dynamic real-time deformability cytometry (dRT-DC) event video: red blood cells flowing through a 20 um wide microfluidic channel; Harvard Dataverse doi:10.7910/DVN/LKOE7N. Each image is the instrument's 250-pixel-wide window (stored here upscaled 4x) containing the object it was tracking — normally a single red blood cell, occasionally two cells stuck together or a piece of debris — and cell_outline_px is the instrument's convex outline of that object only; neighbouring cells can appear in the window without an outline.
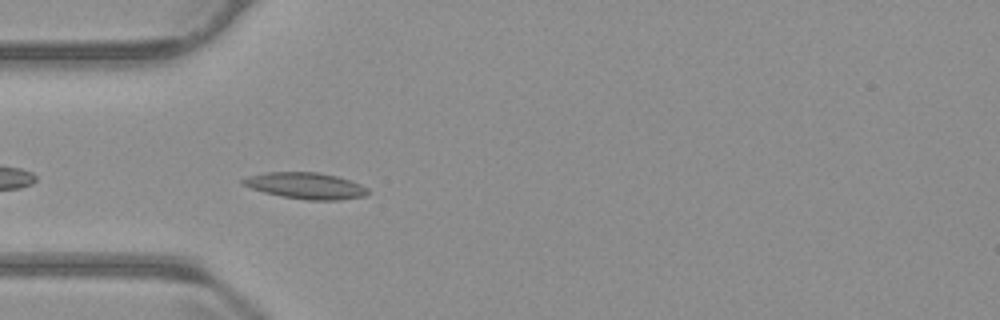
{"species": "common noctule bat (a hibernating species)", "species_latin": "Nyctalus noctula", "temperature_condition": "warm", "stored_images_in_passage": 41, "camera_frame_rate_fps": 3000, "um_per_image_px": 0.085, "animal": {"sex": "male", "body_mass_g": 23.1, "forearm_length_mm": 52.7}, "frame": {"image": 1, "passage_image": 4, "time_ms": 1.0, "image_size_px": [1000, 320], "cell_outline_px": [[368, 192], [364, 196], [340, 200], [308, 200], [280, 196], [264, 192], [240, 184], [240, 180], [248, 176], [264, 172], [316, 172], [336, 176], [360, 184], [368, 188]], "centroid_in_image_um": [25.95, 15.78], "position_along_channel_um": 59.1, "area_um2": 19.13}}
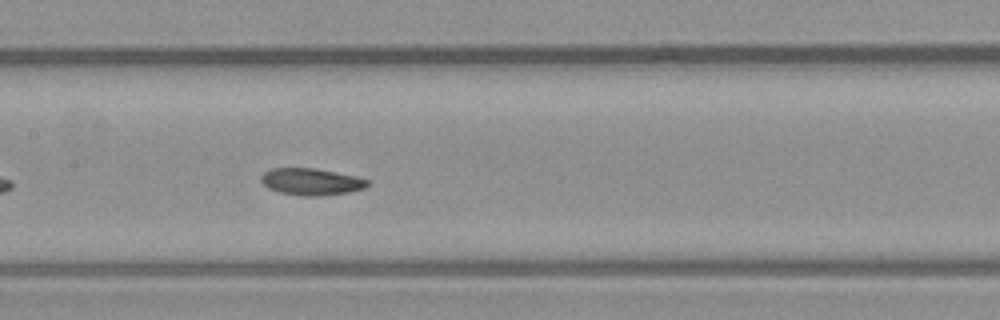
{"frame": {"image": 2, "passage_image": 14, "time_ms": 4.333, "image_size_px": [1000, 320], "cell_outline_px": [[368, 184], [364, 188], [348, 192], [324, 196], [300, 196], [280, 192], [268, 188], [260, 180], [260, 176], [264, 172], [272, 168], [312, 168], [356, 176], [368, 180]], "centroid_in_image_um": [26.42, 15.45], "position_along_channel_um": 181.0, "area_um2": 16.59}}
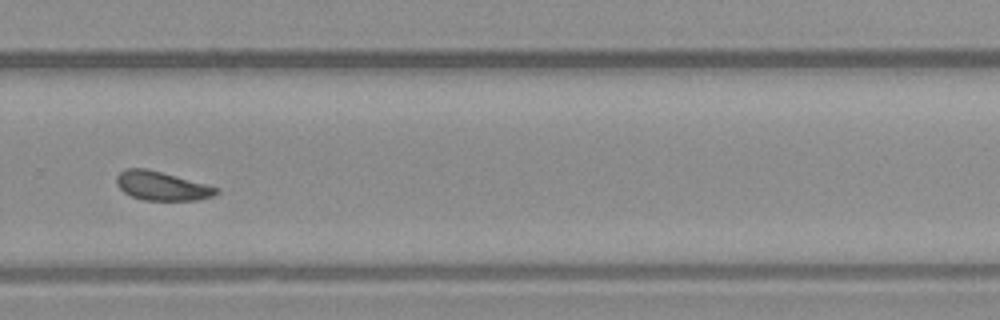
{"frame": {"image": 3, "passage_image": 25, "time_ms": 8.0, "image_size_px": [1000, 320], "cell_outline_px": [[220, 192], [212, 196], [200, 200], [144, 200], [132, 196], [124, 192], [116, 184], [116, 176], [120, 172], [128, 168], [144, 168], [160, 172], [220, 188]], "centroid_in_image_um": [13.75, 15.81], "position_along_channel_um": 316.0, "area_um2": 16.59}, "authors_computed_cell_mechanics": {"area_um2": 16.5886, "velocity_mm_per_s": 3.7017, "shape_relaxation_time_tau1_ms": null, "shape_relaxation_time_tau2_ms": 3.4369, "deformation_change_tau1": null, "deformation_change_tau2": 0.0939}}